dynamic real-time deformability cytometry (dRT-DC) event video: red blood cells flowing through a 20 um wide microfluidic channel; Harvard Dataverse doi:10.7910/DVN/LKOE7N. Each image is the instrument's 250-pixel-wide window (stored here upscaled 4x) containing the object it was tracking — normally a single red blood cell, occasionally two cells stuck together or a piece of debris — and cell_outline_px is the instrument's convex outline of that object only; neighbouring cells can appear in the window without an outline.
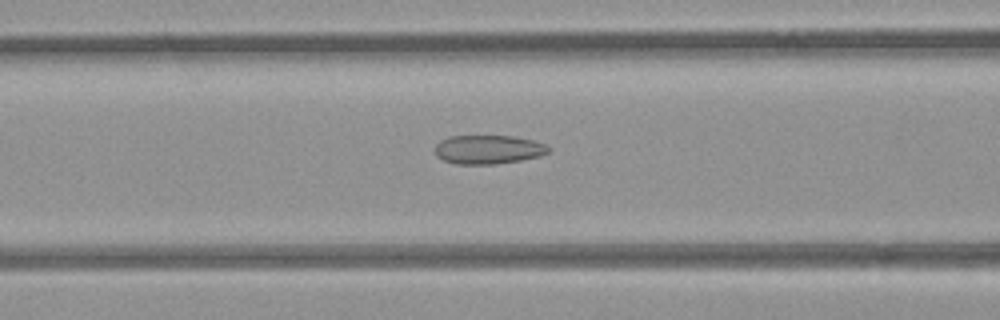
{"species": "common noctule bat (a hibernating species)", "species_latin": "Nyctalus noctula", "temperature_condition": "room temperature", "stored_images_in_passage": 46, "camera_frame_rate_fps": 3000, "um_per_image_px": 0.085, "animal": {"sex": "female", "body_mass_g": 21.9}, "frame": {"image": 1, "passage_image": 14, "time_ms": 4.333, "image_size_px": [1000, 320], "cell_outline_px": [[548, 152], [540, 156], [520, 160], [496, 164], [456, 164], [444, 160], [436, 156], [436, 144], [440, 140], [448, 136], [512, 136], [532, 140], [544, 144], [548, 148]], "centroid_in_image_um": [41.46, 12.71], "position_along_channel_um": 125.1, "area_um2": 18.96}}
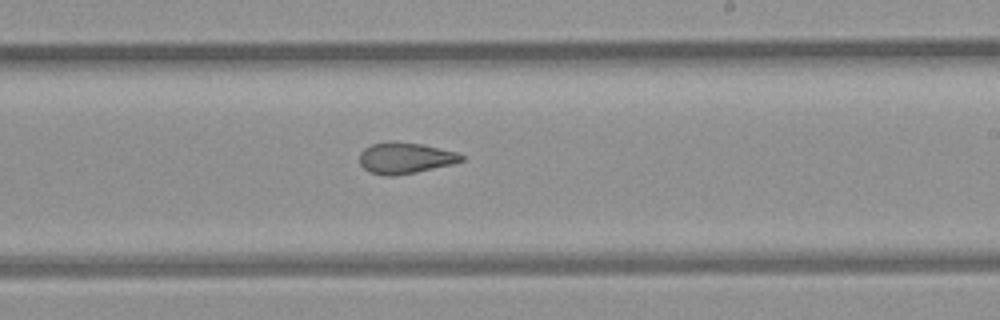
{"frame": {"image": 2, "passage_image": 24, "time_ms": 7.667, "image_size_px": [1000, 320], "cell_outline_px": [[464, 160], [452, 164], [416, 172], [396, 176], [384, 176], [372, 172], [364, 168], [360, 164], [360, 152], [364, 148], [372, 144], [388, 140], [392, 140], [420, 144], [456, 152], [464, 156]], "centroid_in_image_um": [34.41, 13.42], "position_along_channel_um": 254.6, "area_um2": 18.5}}
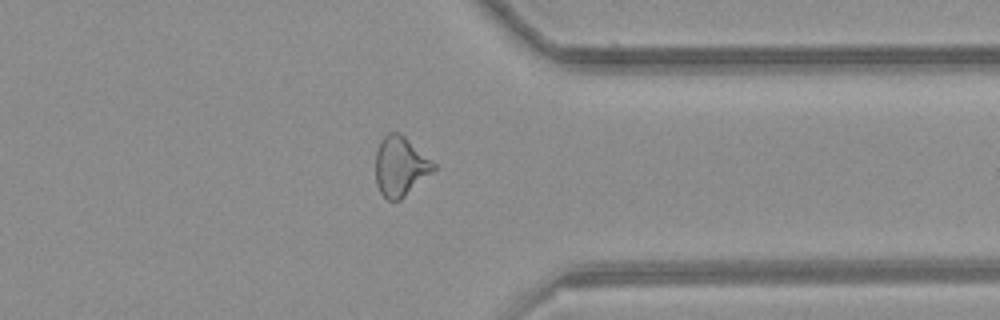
{"frame": {"image": 3, "passage_image": 34, "time_ms": 11.0, "image_size_px": [1000, 320], "cell_outline_px": [[436, 168], [432, 172], [400, 200], [388, 200], [380, 192], [376, 184], [376, 152], [380, 140], [388, 132], [400, 132], [436, 164]], "centroid_in_image_um": [34.01, 14.12], "position_along_channel_um": 377.4, "area_um2": 20.0}, "authors_computed_cell_mechanics": {"area_um2": 19.9699, "velocity_mm_per_s": 3.8761, "shape_relaxation_time_tau1_ms": null, "shape_relaxation_time_tau2_ms": 1.9836, "deformation_change_tau1": null, "deformation_change_tau2": 0.0925}}